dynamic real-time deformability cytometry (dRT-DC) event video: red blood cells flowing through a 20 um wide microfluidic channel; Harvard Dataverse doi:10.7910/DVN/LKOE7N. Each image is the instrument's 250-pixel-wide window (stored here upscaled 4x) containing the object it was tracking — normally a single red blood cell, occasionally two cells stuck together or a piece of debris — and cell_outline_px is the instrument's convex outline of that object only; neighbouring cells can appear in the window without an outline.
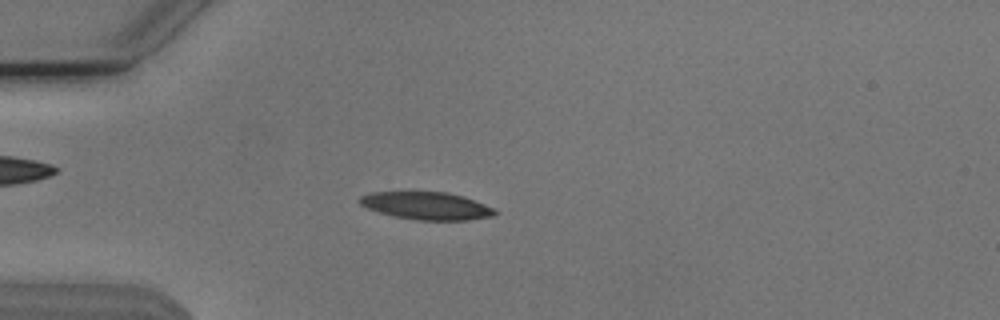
{"species": "Egyptian fruit bat (a non-hibernating species)", "species_latin": "Rousettus aegyptiacus", "temperature_condition": "cold", "stored_images_in_passage": 54, "camera_frame_rate_fps": 3000, "um_per_image_px": 0.085, "animal": {"sex": "male"}, "frame": {"image": 1, "passage_image": 15, "time_ms": 4.667, "image_size_px": [1000, 320], "cell_outline_px": [[496, 216], [468, 220], [416, 220], [392, 216], [376, 212], [360, 204], [356, 200], [360, 196], [368, 192], [448, 192], [464, 196], [496, 208]], "centroid_in_image_um": [36.25, 17.49], "position_along_channel_um": 48.7, "area_um2": 22.14}}
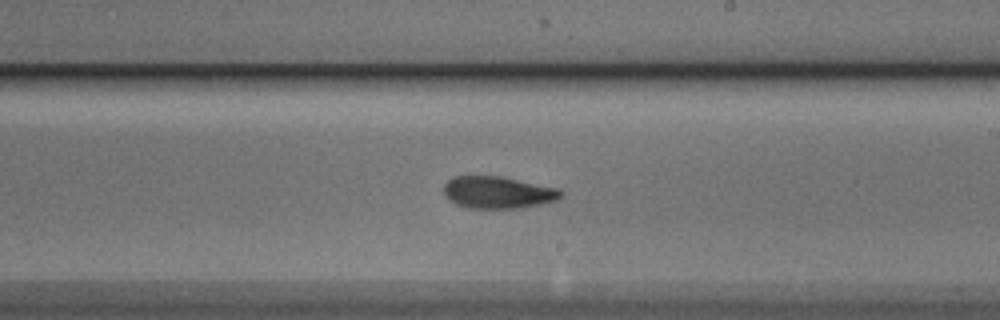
{"frame": {"image": 2, "passage_image": 32, "time_ms": 10.333, "image_size_px": [1000, 320], "cell_outline_px": [[564, 196], [556, 200], [540, 204], [520, 208], [464, 208], [448, 200], [444, 196], [444, 184], [452, 176], [500, 176], [560, 188], [564, 192]], "centroid_in_image_um": [42.32, 16.35], "position_along_channel_um": 246.7, "area_um2": 22.2}}
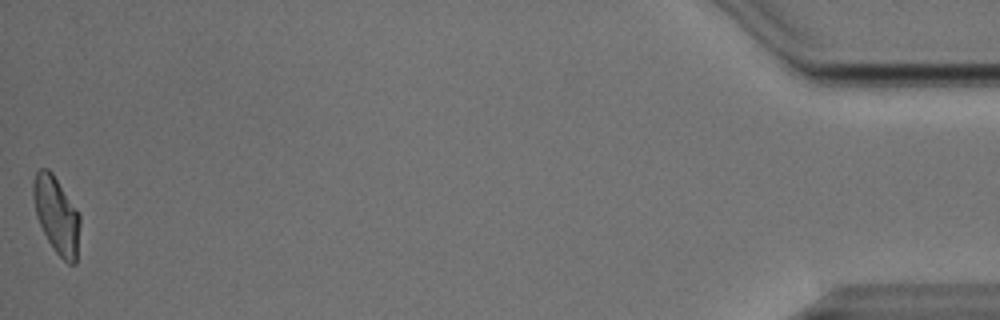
{"frame": {"image": 3, "passage_image": 54, "time_ms": 17.667, "image_size_px": [1000, 320], "cell_outline_px": [[80, 224], [76, 264], [68, 264], [52, 248], [36, 216], [32, 196], [32, 184], [36, 172], [40, 168], [48, 168], [52, 172], [80, 212]], "centroid_in_image_um": [4.81, 18.26], "position_along_channel_um": 430.4, "area_um2": 21.15}, "authors_computed_cell_mechanics": {"area_um2": 21.4727, "velocity_mm_per_s": 3.8018, "shape_relaxation_time_tau1_ms": 3.7858, "shape_relaxation_time_tau2_ms": 3.1414, "deformation_change_tau1": 0.1301, "deformation_change_tau2": 0.098}}